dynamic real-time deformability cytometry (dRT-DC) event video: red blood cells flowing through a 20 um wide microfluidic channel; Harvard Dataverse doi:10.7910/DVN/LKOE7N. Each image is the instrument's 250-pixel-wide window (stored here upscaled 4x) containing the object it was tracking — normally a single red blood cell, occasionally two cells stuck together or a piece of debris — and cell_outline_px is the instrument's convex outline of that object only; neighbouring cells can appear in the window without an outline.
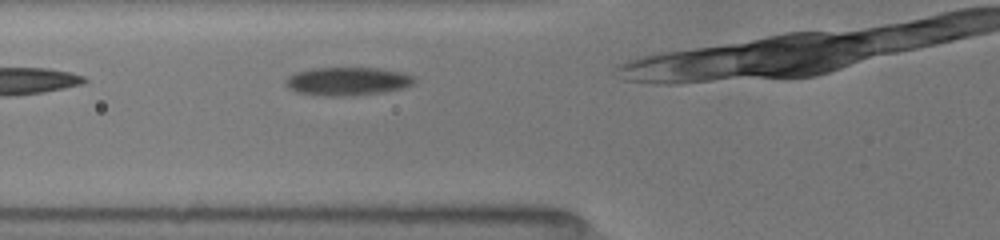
{"species": "common noctule bat (a hibernating species)", "species_latin": "Nyctalus noctula", "temperature_condition": "room temperature", "stored_images_in_passage": 4, "camera_frame_rate_fps": 3000, "um_per_image_px": 0.085, "animal": {"sex": "female", "body_mass_g": 19.5, "forearm_length_mm": 54.1}, "frame": {"image": 1, "passage_image": 4, "time_ms": 1.333, "image_size_px": [1000, 240], "cell_outline_px": [[416, 80], [408, 88], [384, 92], [352, 96], [324, 96], [296, 92], [288, 88], [284, 80], [288, 76], [296, 72], [312, 68], [380, 68], [404, 72], [416, 76]], "centroid_in_image_um": [29.59, 6.91], "position_along_channel_um": 96.2, "area_um2": 21.68}}